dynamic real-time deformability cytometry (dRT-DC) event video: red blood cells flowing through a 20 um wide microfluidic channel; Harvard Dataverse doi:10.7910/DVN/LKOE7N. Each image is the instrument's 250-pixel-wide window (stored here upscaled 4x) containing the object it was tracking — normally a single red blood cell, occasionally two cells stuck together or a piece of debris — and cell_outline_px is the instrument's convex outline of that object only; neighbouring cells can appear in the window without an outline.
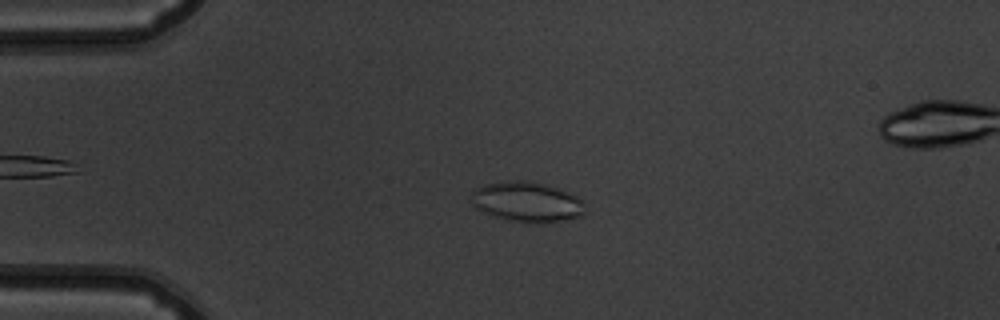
{"species": "common noctule bat (a hibernating species)", "species_latin": "Nyctalus noctula", "temperature_condition": "warm", "stored_images_in_passage": 53, "camera_frame_rate_fps": 3000, "um_per_image_px": 0.085, "animal": {"sex": "male", "body_mass_g": 19.5, "forearm_length_mm": 54.6}, "frame": {"image": 1, "passage_image": 12, "time_ms": 3.667, "image_size_px": [1000, 320], "cell_outline_px": [[584, 216], [560, 220], [512, 220], [496, 216], [484, 212], [476, 208], [472, 204], [472, 192], [476, 188], [484, 184], [512, 180], [532, 180], [568, 192], [576, 196], [580, 200], [584, 212]], "centroid_in_image_um": [44.75, 17.1], "position_along_channel_um": 40.3, "area_um2": 25.61}}
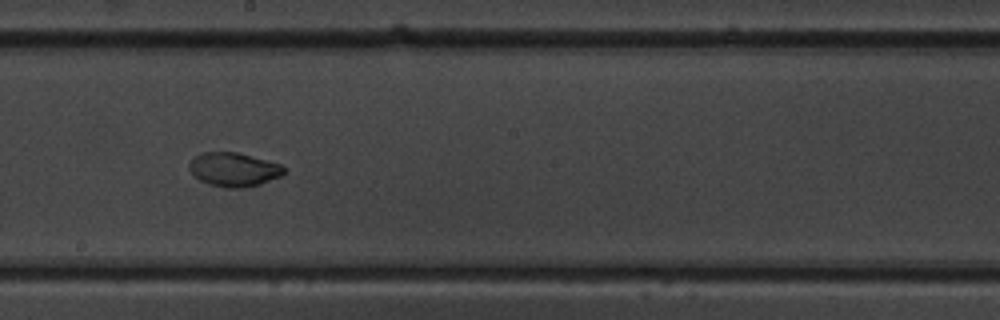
{"frame": {"image": 2, "passage_image": 29, "time_ms": 9.333, "image_size_px": [1000, 320], "cell_outline_px": [[284, 172], [280, 176], [260, 184], [244, 188], [224, 188], [208, 184], [200, 180], [188, 168], [188, 164], [196, 156], [204, 152], [236, 152], [268, 160], [280, 164], [284, 168]], "centroid_in_image_um": [19.87, 14.41], "position_along_channel_um": 228.3, "area_um2": 18.61}}
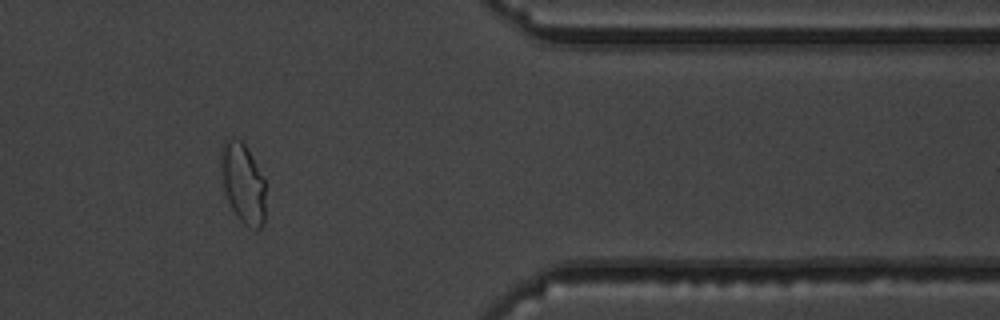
{"frame": {"image": 3, "passage_image": 43, "time_ms": 14.0, "image_size_px": [1000, 320], "cell_outline_px": [[264, 224], [260, 228], [256, 228], [244, 224], [236, 216], [228, 200], [224, 188], [220, 164], [220, 152], [224, 140], [228, 136], [232, 136], [240, 140], [244, 144], [264, 180]], "centroid_in_image_um": [20.62, 15.53], "position_along_channel_um": 390.8, "area_um2": 20.52}, "authors_computed_cell_mechanics": {"area_um2": 21.7328, "velocity_mm_per_s": 3.8877, "shape_relaxation_time_tau1_ms": 6.2495, "shape_relaxation_time_tau2_ms": null, "deformation_change_tau1": 0.18, "deformation_change_tau2": null}}